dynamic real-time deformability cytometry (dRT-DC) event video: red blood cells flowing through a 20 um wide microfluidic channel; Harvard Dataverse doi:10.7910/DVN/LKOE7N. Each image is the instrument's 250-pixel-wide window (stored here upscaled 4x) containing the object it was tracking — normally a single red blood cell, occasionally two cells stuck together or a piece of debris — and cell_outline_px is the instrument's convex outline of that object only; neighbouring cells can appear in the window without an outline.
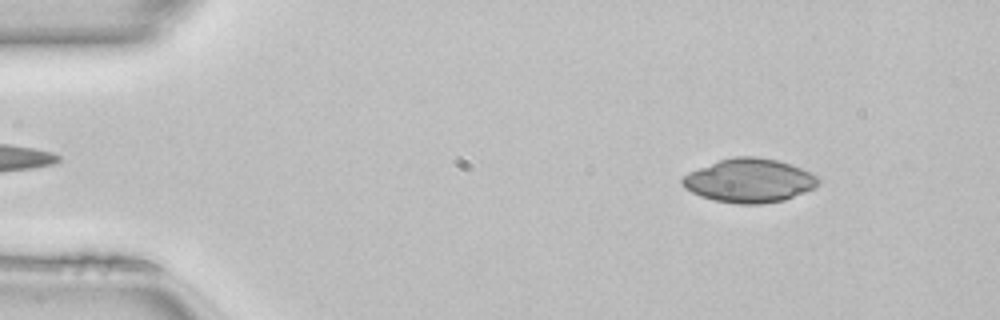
{"species": "common noctule bat (a hibernating species)", "species_latin": "Nyctalus noctula", "temperature_condition": "room temperature", "stored_images_in_passage": 48, "camera_frame_rate_fps": 3000, "um_per_image_px": 0.085, "animal": {"sex": "female", "body_mass_g": 22.7, "forearm_length_mm": 54.2}, "frame": {"image": 1, "passage_image": 5, "time_ms": 1.333, "image_size_px": [1000, 320], "cell_outline_px": [[820, 180], [816, 188], [784, 200], [760, 204], [736, 204], [716, 200], [700, 196], [684, 188], [680, 184], [680, 180], [688, 172], [720, 160], [736, 156], [756, 156], [776, 160], [812, 172], [820, 176]], "centroid_in_image_um": [63.7, 15.35], "position_along_channel_um": 21.3, "area_um2": 34.8}}